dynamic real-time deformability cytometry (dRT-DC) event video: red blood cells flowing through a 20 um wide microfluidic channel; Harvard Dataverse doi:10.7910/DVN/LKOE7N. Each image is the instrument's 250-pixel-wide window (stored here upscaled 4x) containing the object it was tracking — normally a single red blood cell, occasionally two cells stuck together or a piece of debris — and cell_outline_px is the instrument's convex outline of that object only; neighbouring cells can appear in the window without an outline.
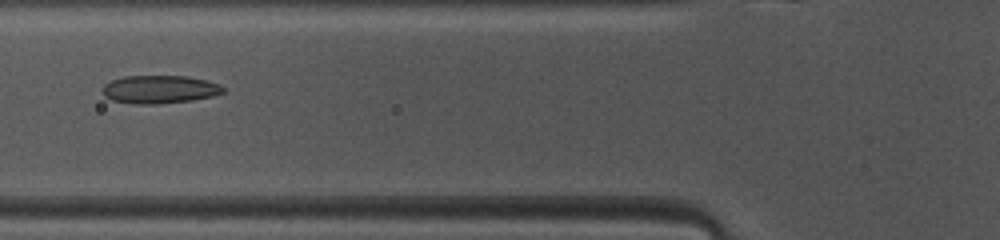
{"species": "common noctule bat (a hibernating species)", "species_latin": "Nyctalus noctula", "temperature_condition": "warm", "stored_images_in_passage": 35, "camera_frame_rate_fps": 3000, "um_per_image_px": 0.085, "animal": {"sex": "female", "body_mass_g": 10.0, "forearm_length_mm": 53.1}, "frame": {"image": 1, "passage_image": 5, "time_ms": 1.333, "image_size_px": [1000, 240], "cell_outline_px": [[224, 92], [212, 96], [192, 100], [156, 104], [136, 104], [112, 100], [104, 96], [104, 84], [112, 80], [124, 76], [188, 76], [220, 84], [224, 88]], "centroid_in_image_um": [13.57, 7.59], "position_along_channel_um": 112.2, "area_um2": 19.59}}
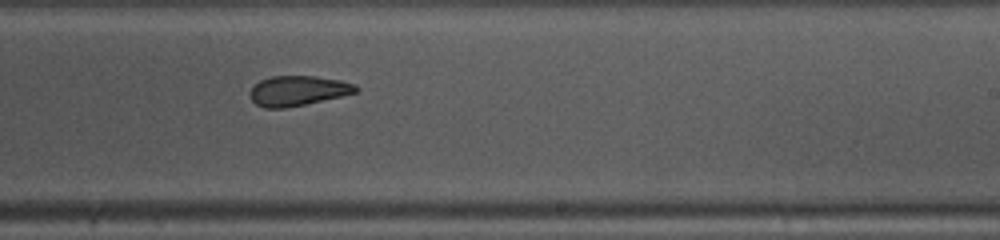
{"frame": {"image": 2, "passage_image": 16, "time_ms": 5.0, "image_size_px": [1000, 240], "cell_outline_px": [[360, 88], [356, 92], [340, 96], [304, 104], [284, 108], [264, 108], [256, 104], [248, 96], [248, 92], [260, 80], [272, 76], [316, 76], [340, 80], [356, 84]], "centroid_in_image_um": [25.3, 7.7], "position_along_channel_um": 263.7, "area_um2": 18.44}}
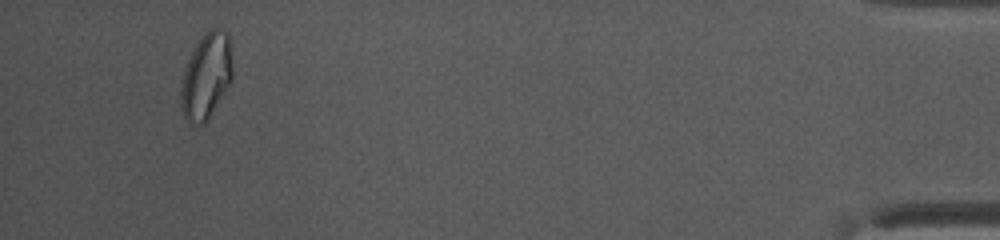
{"frame": {"image": 3, "passage_image": 33, "time_ms": 10.667, "image_size_px": [1000, 240], "cell_outline_px": [[232, 80], [208, 120], [204, 124], [188, 124], [180, 108], [180, 88], [184, 72], [188, 60], [196, 44], [208, 28], [224, 28], [228, 32], [232, 56]], "centroid_in_image_um": [17.54, 6.47], "position_along_channel_um": 417.7, "area_um2": 26.18}, "authors_computed_cell_mechanics": {"area_um2": 19.363, "velocity_mm_per_s": 4.1242, "shape_relaxation_time_tau1_ms": 5.8408, "shape_relaxation_time_tau2_ms": 4.8823, "deformation_change_tau1": 0.164, "deformation_change_tau2": 0.0956}}